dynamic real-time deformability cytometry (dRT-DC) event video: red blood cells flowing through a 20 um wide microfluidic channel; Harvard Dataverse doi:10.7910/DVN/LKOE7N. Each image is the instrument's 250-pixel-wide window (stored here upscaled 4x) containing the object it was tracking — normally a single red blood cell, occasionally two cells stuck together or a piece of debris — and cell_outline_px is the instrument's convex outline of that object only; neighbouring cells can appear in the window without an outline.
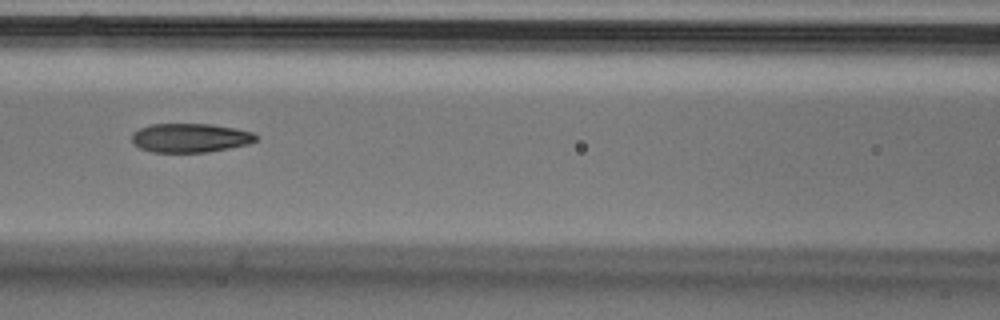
{"species": "Egyptian fruit bat (a non-hibernating species)", "species_latin": "Rousettus aegyptiacus", "temperature_condition": "cold", "stored_images_in_passage": 5, "camera_frame_rate_fps": 3000, "um_per_image_px": 0.085, "animal": {"sex": "male"}, "frame": {"image": 1, "passage_image": 3, "time_ms": 0.667, "image_size_px": [1000, 320], "cell_outline_px": [[260, 136], [256, 140], [248, 144], [208, 152], [152, 152], [140, 148], [132, 140], [132, 132], [148, 124], [212, 124], [236, 128], [252, 132]], "centroid_in_image_um": [16.18, 11.71], "position_along_channel_um": 150.4, "area_um2": 21.04}}
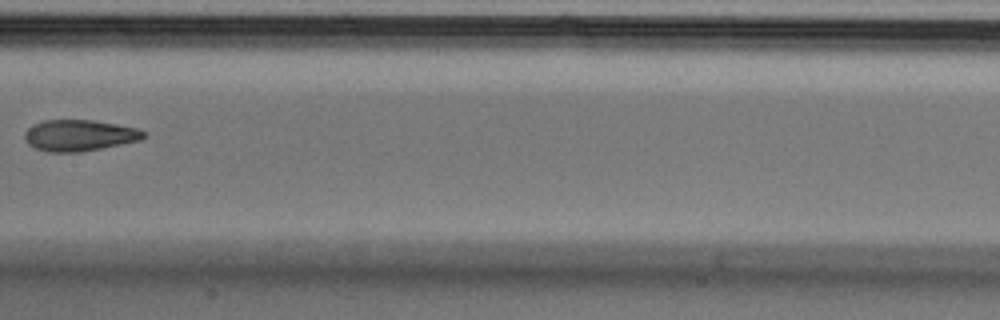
{"frame": {"image": 2, "passage_image": 4, "time_ms": 1.0, "image_size_px": [1000, 320], "cell_outline_px": [[148, 136], [140, 140], [80, 152], [48, 152], [36, 148], [28, 144], [24, 140], [24, 132], [32, 124], [44, 120], [92, 120], [116, 124], [136, 128], [148, 132]], "centroid_in_image_um": [6.73, 11.5], "position_along_channel_um": 200.7, "area_um2": 21.73}}
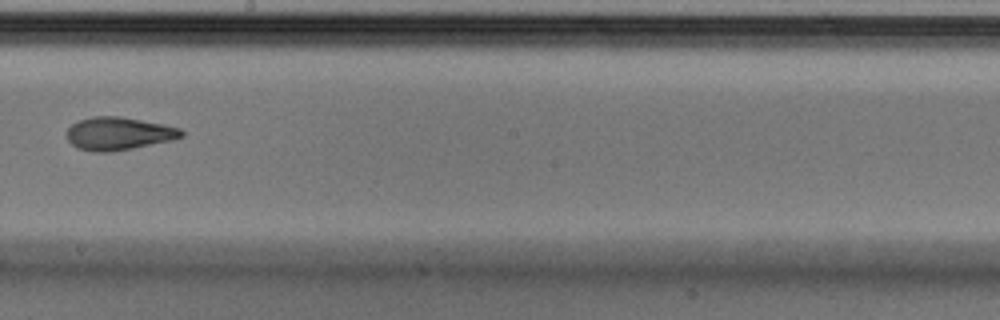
{"frame": {"image": 3, "passage_image": 5, "time_ms": 1.333, "image_size_px": [1000, 320], "cell_outline_px": [[184, 136], [172, 140], [112, 152], [92, 152], [76, 148], [68, 140], [68, 128], [76, 120], [92, 116], [120, 116], [164, 124], [180, 128], [184, 132]], "centroid_in_image_um": [10.07, 11.35], "position_along_channel_um": 238.1, "area_um2": 22.14}}